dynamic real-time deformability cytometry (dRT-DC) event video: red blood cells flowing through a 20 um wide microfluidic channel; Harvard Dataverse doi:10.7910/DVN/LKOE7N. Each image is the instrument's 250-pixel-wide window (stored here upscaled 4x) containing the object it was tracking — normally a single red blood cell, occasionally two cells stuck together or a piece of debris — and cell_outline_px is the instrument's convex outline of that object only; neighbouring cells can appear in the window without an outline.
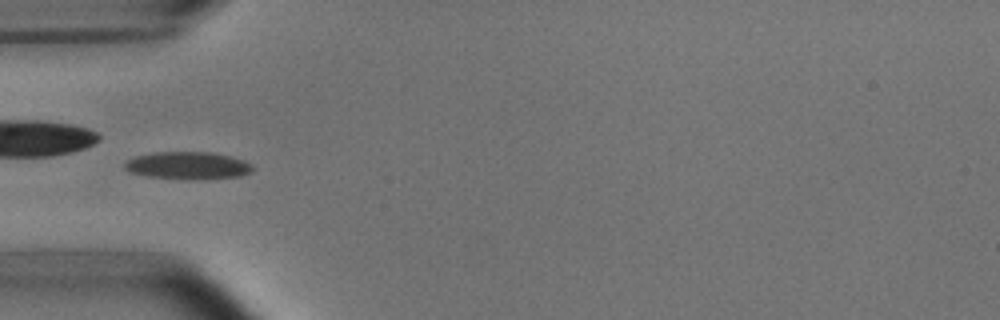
{"species": "common noctule bat (a hibernating species)", "species_latin": "Nyctalus noctula", "temperature_condition": "room temperature", "stored_images_in_passage": 4, "camera_frame_rate_fps": 3000, "um_per_image_px": 0.085, "animal": {"sex": "male", "body_mass_g": 15.6}, "frame": {"image": 1, "passage_image": 4, "time_ms": 3.667, "image_size_px": [1000, 320], "cell_outline_px": [[256, 168], [252, 172], [240, 176], [204, 180], [184, 180], [148, 176], [132, 172], [124, 168], [124, 164], [128, 160], [136, 156], [156, 152], [212, 152], [244, 160], [252, 164]], "centroid_in_image_um": [16.03, 14.09], "position_along_channel_um": 69.0, "area_um2": 20.75}}